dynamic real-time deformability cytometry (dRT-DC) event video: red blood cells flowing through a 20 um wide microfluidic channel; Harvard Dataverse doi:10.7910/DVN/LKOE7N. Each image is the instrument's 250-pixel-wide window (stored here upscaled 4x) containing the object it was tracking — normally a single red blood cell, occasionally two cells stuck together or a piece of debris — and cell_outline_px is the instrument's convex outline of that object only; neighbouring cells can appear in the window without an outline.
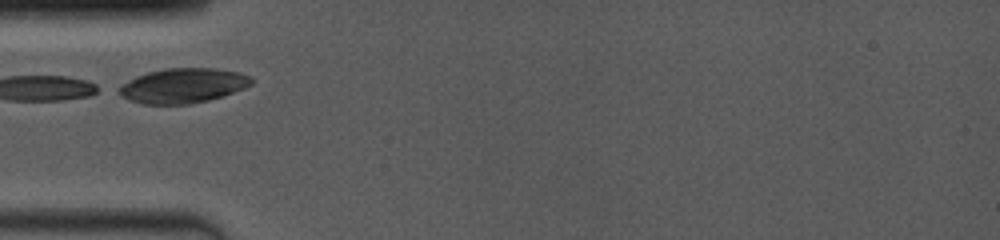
{"species": "common noctule bat (a hibernating species)", "species_latin": "Nyctalus noctula", "temperature_condition": "room temperature", "stored_images_in_passage": 11, "camera_frame_rate_fps": 4000, "um_per_image_px": 0.085, "animal": {"sex": "female", "body_mass_g": 19.0, "forearm_length_mm": 53.3}, "frame": {"image": 1, "passage_image": 1, "time_ms": 0.0, "image_size_px": [1000, 240], "cell_outline_px": [[252, 84], [244, 88], [208, 100], [188, 104], [144, 104], [128, 100], [112, 92], [112, 88], [136, 76], [148, 72], [164, 68], [212, 68], [240, 72], [252, 76]], "centroid_in_image_um": [15.44, 7.28], "position_along_channel_um": 69.6, "area_um2": 27.22}}